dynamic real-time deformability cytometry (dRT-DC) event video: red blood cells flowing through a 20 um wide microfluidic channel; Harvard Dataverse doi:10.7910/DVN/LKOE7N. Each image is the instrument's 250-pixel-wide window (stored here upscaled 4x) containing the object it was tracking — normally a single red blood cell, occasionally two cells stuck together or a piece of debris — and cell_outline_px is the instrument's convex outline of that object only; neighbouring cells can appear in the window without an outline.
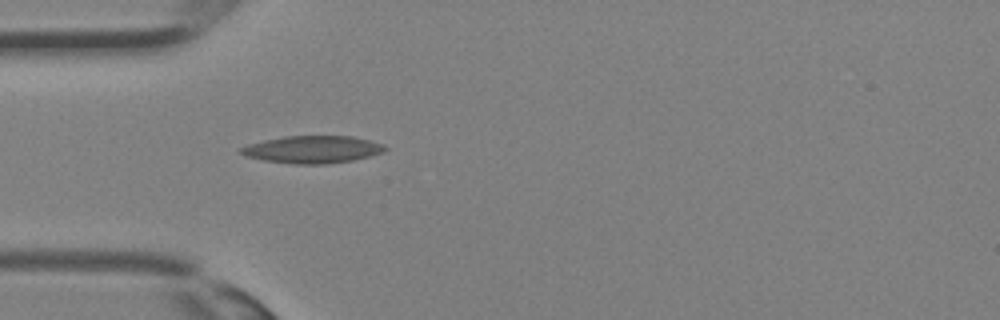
{"species": "Egyptian fruit bat (a non-hibernating species)", "species_latin": "Rousettus aegyptiacus", "temperature_condition": "room temperature", "stored_images_in_passage": 20, "camera_frame_rate_fps": 3000, "um_per_image_px": 0.085, "animal": {"sex": "female"}, "frame": {"image": 1, "passage_image": 1, "time_ms": 0.0, "image_size_px": [1000, 320], "cell_outline_px": [[388, 148], [384, 152], [352, 160], [324, 164], [296, 164], [264, 160], [244, 156], [236, 152], [240, 148], [248, 144], [264, 140], [284, 136], [352, 136], [384, 144]], "centroid_in_image_um": [26.53, 12.7], "position_along_channel_um": 58.5, "area_um2": 23.0}}
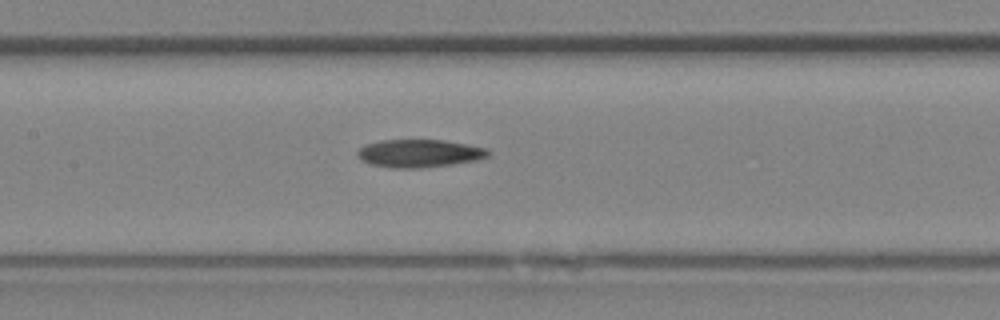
{"frame": {"image": 2, "passage_image": 7, "time_ms": 2.0, "image_size_px": [1000, 320], "cell_outline_px": [[488, 156], [476, 160], [452, 164], [420, 168], [392, 168], [372, 164], [360, 160], [356, 156], [356, 152], [360, 148], [368, 144], [380, 140], [444, 140], [468, 144], [488, 148]], "centroid_in_image_um": [35.63, 13.03], "position_along_channel_um": 171.8, "area_um2": 21.21}}
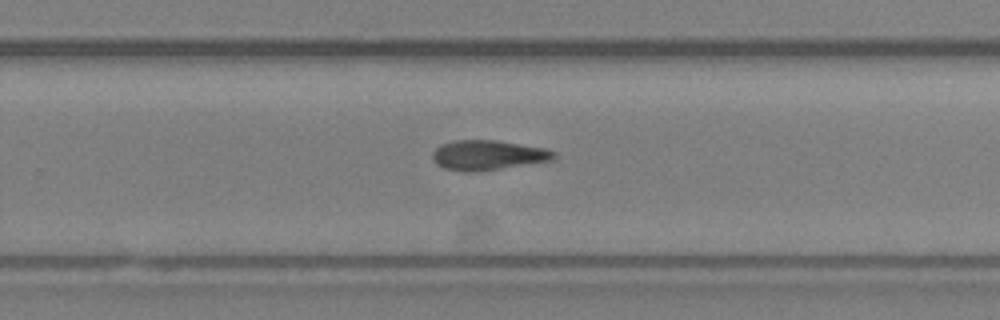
{"frame": {"image": 3, "passage_image": 13, "time_ms": 4.0, "image_size_px": [1000, 320], "cell_outline_px": [[556, 156], [552, 160], [476, 172], [464, 172], [444, 168], [436, 164], [432, 160], [432, 152], [440, 144], [452, 140], [496, 140], [548, 148], [556, 152]], "centroid_in_image_um": [41.45, 13.18], "position_along_channel_um": 288.4, "area_um2": 21.33}}